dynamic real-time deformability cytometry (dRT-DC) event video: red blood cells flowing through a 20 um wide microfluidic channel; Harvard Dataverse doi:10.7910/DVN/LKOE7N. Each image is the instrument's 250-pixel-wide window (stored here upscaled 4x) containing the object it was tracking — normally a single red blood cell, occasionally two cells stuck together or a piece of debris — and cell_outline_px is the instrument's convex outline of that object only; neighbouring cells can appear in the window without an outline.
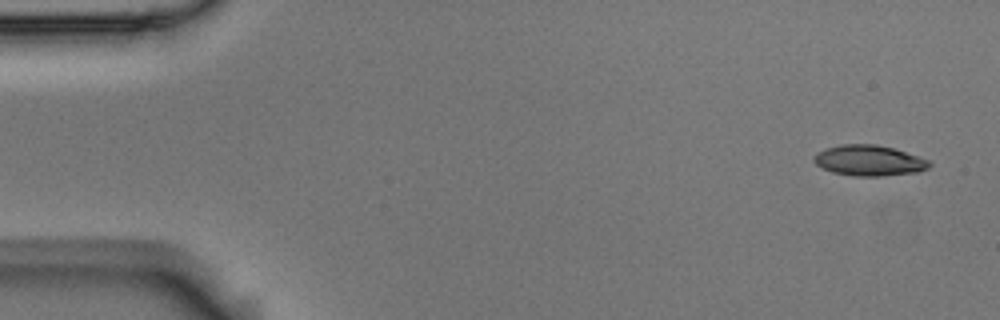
{"species": "Egyptian fruit bat (a non-hibernating species)", "species_latin": "Rousettus aegyptiacus", "temperature_condition": "room temperature", "stored_images_in_passage": 4, "camera_frame_rate_fps": 3000, "um_per_image_px": 0.085, "animal": {"sex": "male"}, "frame": {"image": 1, "passage_image": 1, "time_ms": 0.0, "image_size_px": [1000, 320], "cell_outline_px": [[932, 164], [928, 168], [916, 172], [880, 176], [852, 176], [832, 172], [816, 164], [812, 160], [812, 156], [816, 152], [824, 148], [840, 144], [876, 144], [892, 148], [932, 160]], "centroid_in_image_um": [73.85, 13.63], "position_along_channel_um": 11.2, "area_um2": 20.81}}